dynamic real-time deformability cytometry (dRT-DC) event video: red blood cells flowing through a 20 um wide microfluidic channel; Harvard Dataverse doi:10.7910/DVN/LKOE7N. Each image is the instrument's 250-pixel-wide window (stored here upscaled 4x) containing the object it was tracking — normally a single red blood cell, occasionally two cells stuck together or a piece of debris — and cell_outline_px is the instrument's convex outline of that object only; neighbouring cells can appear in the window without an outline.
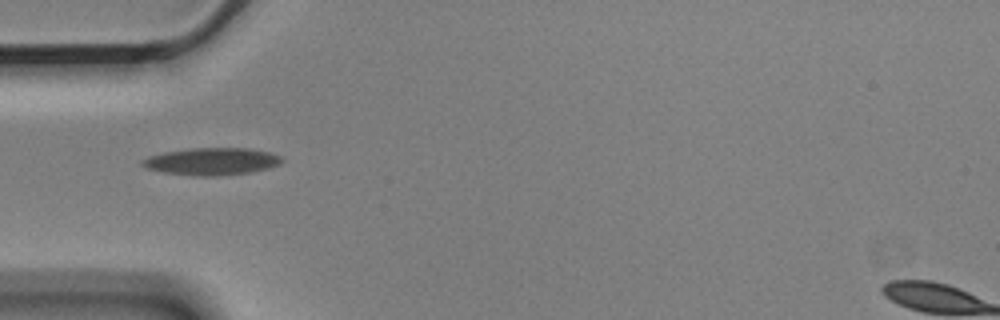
{"species": "Egyptian fruit bat (a non-hibernating species)", "species_latin": "Rousettus aegyptiacus", "temperature_condition": "cold", "stored_images_in_passage": 4, "camera_frame_rate_fps": 3000, "um_per_image_px": 0.085, "animal": {"sex": "male"}, "frame": {"image": 1, "passage_image": 1, "time_ms": 0.0, "image_size_px": [1000, 320], "cell_outline_px": [[284, 160], [280, 164], [268, 168], [248, 172], [208, 176], [200, 176], [164, 172], [144, 168], [140, 164], [140, 160], [148, 156], [164, 152], [188, 148], [248, 148], [268, 152], [280, 156]], "centroid_in_image_um": [17.94, 13.7], "position_along_channel_um": 67.1, "area_um2": 22.02}}
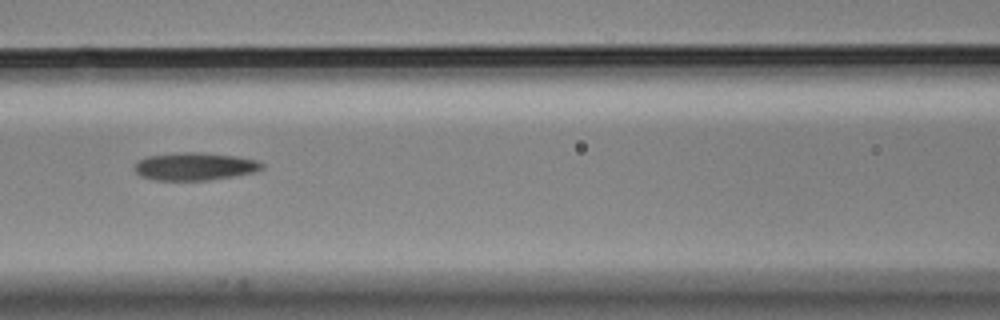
{"frame": {"image": 2, "passage_image": 3, "time_ms": 0.667, "image_size_px": [1000, 320], "cell_outline_px": [[264, 168], [256, 172], [208, 180], [156, 180], [140, 176], [136, 172], [136, 164], [140, 160], [148, 156], [184, 152], [196, 152], [232, 156], [256, 160], [264, 164]], "centroid_in_image_um": [16.58, 14.15], "position_along_channel_um": 150.0, "area_um2": 20.23}}
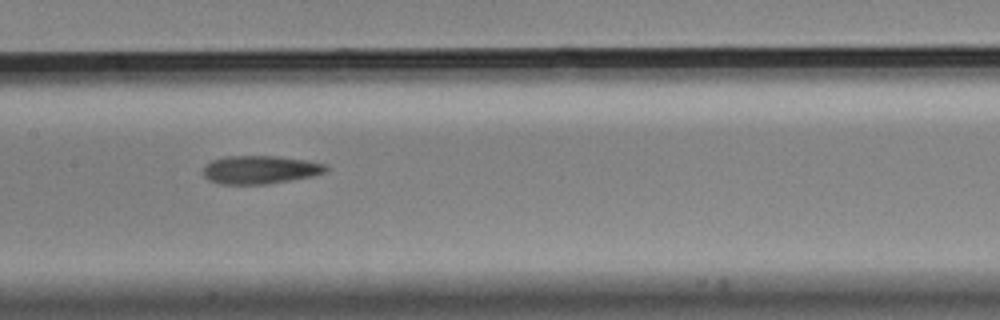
{"frame": {"image": 3, "passage_image": 4, "time_ms": 1.0, "image_size_px": [1000, 320], "cell_outline_px": [[328, 172], [312, 176], [292, 180], [268, 184], [220, 184], [208, 180], [200, 172], [204, 164], [212, 160], [228, 156], [280, 156], [328, 164]], "centroid_in_image_um": [22.09, 14.43], "position_along_channel_um": 185.3, "area_um2": 20.58}}